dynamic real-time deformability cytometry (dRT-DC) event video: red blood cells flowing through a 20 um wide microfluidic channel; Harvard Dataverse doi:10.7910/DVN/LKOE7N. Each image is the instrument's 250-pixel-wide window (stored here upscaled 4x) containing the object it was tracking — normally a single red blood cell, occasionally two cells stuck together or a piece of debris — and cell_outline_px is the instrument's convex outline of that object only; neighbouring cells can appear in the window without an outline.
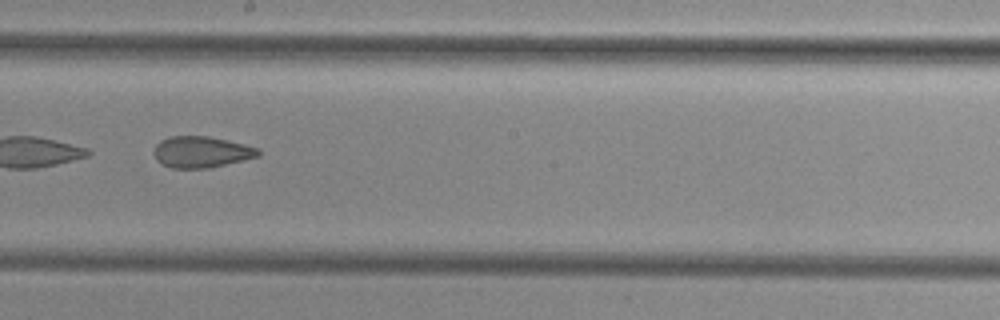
{"species": "common noctule bat (a hibernating species)", "species_latin": "Nyctalus noctula", "temperature_condition": "cold", "stored_images_in_passage": 10, "camera_frame_rate_fps": 3000, "um_per_image_px": 0.085, "animal": {"sex": "female", "body_mass_g": 29.2, "forearm_length_mm": 56.3}, "frame": {"image": 1, "passage_image": 9, "time_ms": 10.333, "image_size_px": [1000, 320], "cell_outline_px": [[260, 156], [244, 160], [208, 168], [172, 168], [156, 160], [152, 152], [156, 144], [160, 140], [168, 136], [208, 136], [228, 140], [260, 148]], "centroid_in_image_um": [17.11, 12.91], "position_along_channel_um": 231.1, "area_um2": 19.19}}
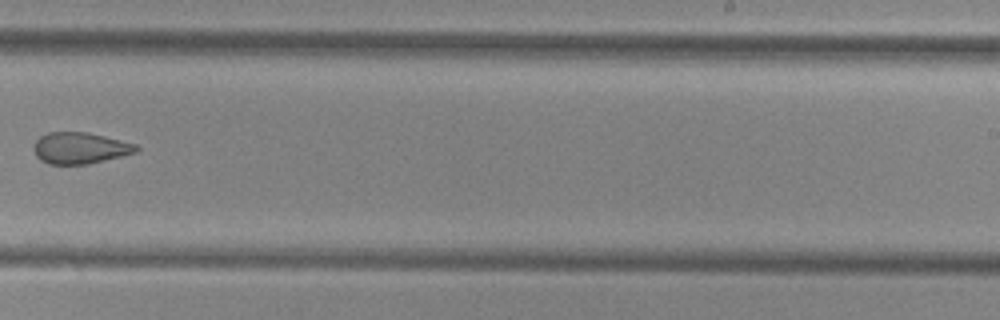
{"frame": {"image": 2, "passage_image": 10, "time_ms": 11.667, "image_size_px": [1000, 320], "cell_outline_px": [[140, 148], [136, 152], [88, 164], [48, 164], [40, 160], [36, 156], [32, 148], [36, 140], [40, 136], [48, 132], [88, 132], [136, 144]], "centroid_in_image_um": [6.76, 12.58], "position_along_channel_um": 282.2, "area_um2": 18.73}}